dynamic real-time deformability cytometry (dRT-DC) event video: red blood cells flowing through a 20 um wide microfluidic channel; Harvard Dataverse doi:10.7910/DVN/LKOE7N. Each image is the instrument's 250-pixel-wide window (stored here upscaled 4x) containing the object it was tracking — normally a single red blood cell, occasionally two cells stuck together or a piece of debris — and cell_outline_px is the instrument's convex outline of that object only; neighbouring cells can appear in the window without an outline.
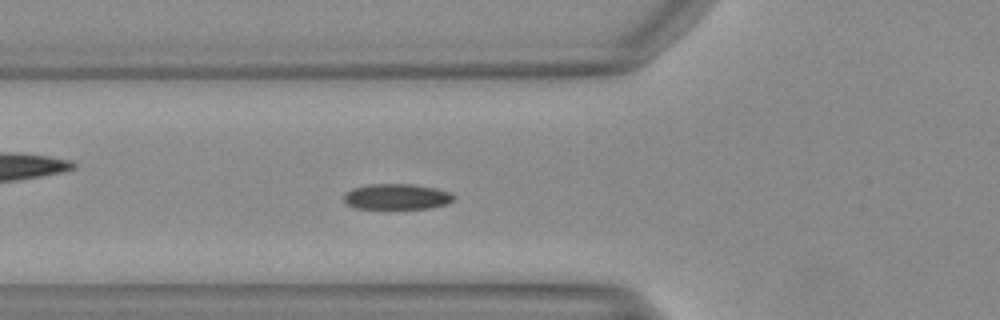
{"species": "Egyptian fruit bat (a non-hibernating species)", "species_latin": "Rousettus aegyptiacus", "temperature_condition": "warm", "stored_images_in_passage": 37, "camera_frame_rate_fps": 3000, "um_per_image_px": 0.085, "animal": {"sex": "female"}, "frame": {"image": 1, "passage_image": 6, "time_ms": 1.667, "image_size_px": [1000, 320], "cell_outline_px": [[456, 200], [448, 204], [432, 208], [356, 208], [348, 204], [344, 200], [344, 192], [352, 188], [368, 184], [412, 184], [436, 188], [452, 192], [456, 196]], "centroid_in_image_um": [33.79, 16.71], "position_along_channel_um": 92.0, "area_um2": 16.65}}
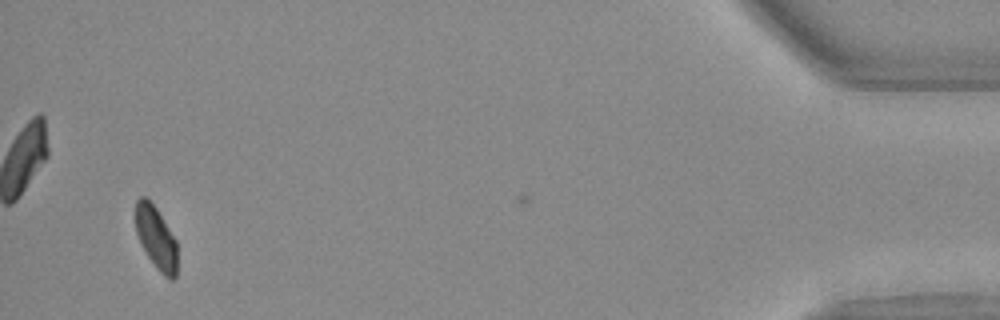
{"frame": {"image": 2, "passage_image": 36, "time_ms": 11.667, "image_size_px": [1000, 320], "cell_outline_px": [[176, 276], [172, 280], [164, 276], [156, 268], [140, 244], [136, 232], [136, 200], [140, 196], [144, 196], [156, 208], [176, 240]], "centroid_in_image_um": [13.25, 20.22], "position_along_channel_um": 421.9, "area_um2": 15.03}}